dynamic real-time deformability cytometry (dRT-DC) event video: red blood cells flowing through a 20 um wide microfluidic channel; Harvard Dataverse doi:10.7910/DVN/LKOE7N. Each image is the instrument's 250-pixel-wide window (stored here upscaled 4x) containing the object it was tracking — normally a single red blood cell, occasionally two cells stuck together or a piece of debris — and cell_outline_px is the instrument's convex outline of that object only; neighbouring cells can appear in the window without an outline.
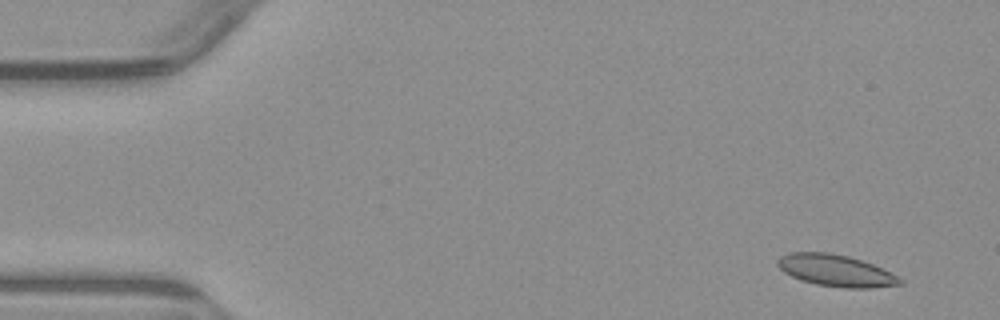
{"species": "common noctule bat (a hibernating species)", "species_latin": "Nyctalus noctula", "temperature_condition": "warm", "stored_images_in_passage": 4, "camera_frame_rate_fps": 3000, "um_per_image_px": 0.085, "animal": {"sex": "male", "body_mass_g": 23.1, "forearm_length_mm": 52.7}, "frame": {"image": 1, "passage_image": 1, "time_ms": 0.0, "image_size_px": [1000, 320], "cell_outline_px": [[904, 284], [872, 288], [844, 288], [816, 284], [800, 280], [784, 272], [776, 264], [776, 260], [780, 256], [788, 252], [828, 252], [848, 256], [872, 264], [904, 280]], "centroid_in_image_um": [71.01, 23.0], "position_along_channel_um": 14.0, "area_um2": 22.6}}
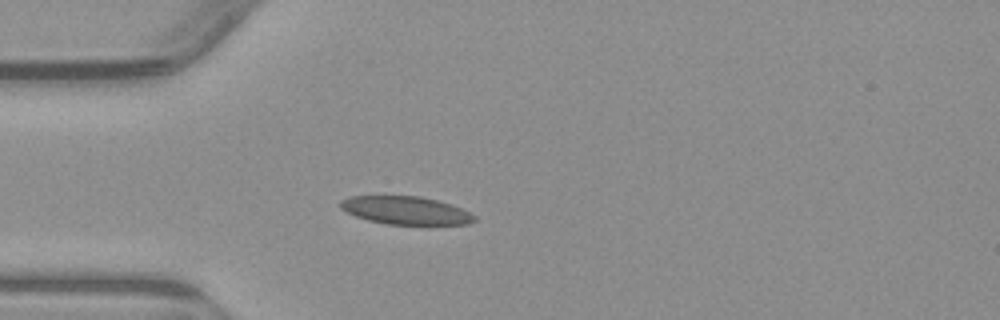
{"frame": {"image": 2, "passage_image": 4, "time_ms": 3.667, "image_size_px": [1000, 320], "cell_outline_px": [[476, 220], [468, 224], [388, 224], [368, 220], [356, 216], [340, 208], [340, 200], [352, 196], [420, 196], [452, 204], [476, 216]], "centroid_in_image_um": [34.49, 17.88], "position_along_channel_um": 50.5, "area_um2": 21.68}}